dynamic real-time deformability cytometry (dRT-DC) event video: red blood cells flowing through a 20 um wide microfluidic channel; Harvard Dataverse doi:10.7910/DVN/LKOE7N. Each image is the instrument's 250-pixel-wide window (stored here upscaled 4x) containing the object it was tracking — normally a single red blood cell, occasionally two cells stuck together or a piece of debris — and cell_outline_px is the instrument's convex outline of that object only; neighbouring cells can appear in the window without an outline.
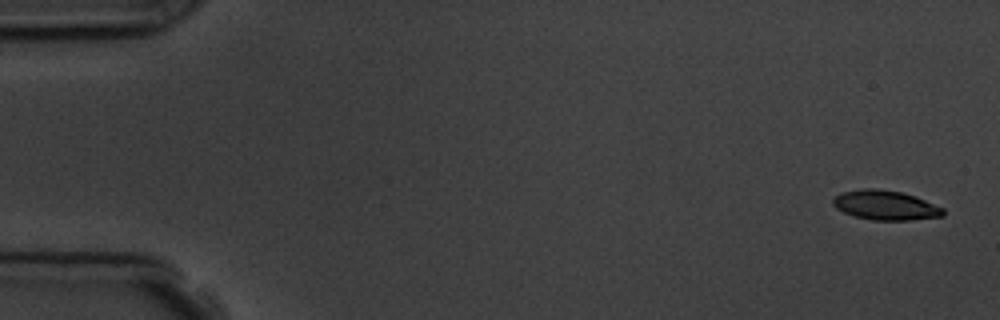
{"species": "common noctule bat (a hibernating species)", "species_latin": "Nyctalus noctula", "temperature_condition": "room temperature", "stored_images_in_passage": 4, "camera_frame_rate_fps": 3000, "um_per_image_px": 0.085, "animal": {"sex": "male", "body_mass_g": 19.5, "forearm_length_mm": 54.6}, "frame": {"image": 1, "passage_image": 1, "time_ms": 0.0, "image_size_px": [1000, 320], "cell_outline_px": [[944, 216], [912, 220], [872, 220], [856, 216], [844, 212], [836, 208], [832, 204], [832, 200], [836, 196], [844, 192], [860, 188], [876, 188], [900, 192], [916, 196], [944, 208]], "centroid_in_image_um": [75.28, 17.44], "position_along_channel_um": 9.7, "area_um2": 18.96}}